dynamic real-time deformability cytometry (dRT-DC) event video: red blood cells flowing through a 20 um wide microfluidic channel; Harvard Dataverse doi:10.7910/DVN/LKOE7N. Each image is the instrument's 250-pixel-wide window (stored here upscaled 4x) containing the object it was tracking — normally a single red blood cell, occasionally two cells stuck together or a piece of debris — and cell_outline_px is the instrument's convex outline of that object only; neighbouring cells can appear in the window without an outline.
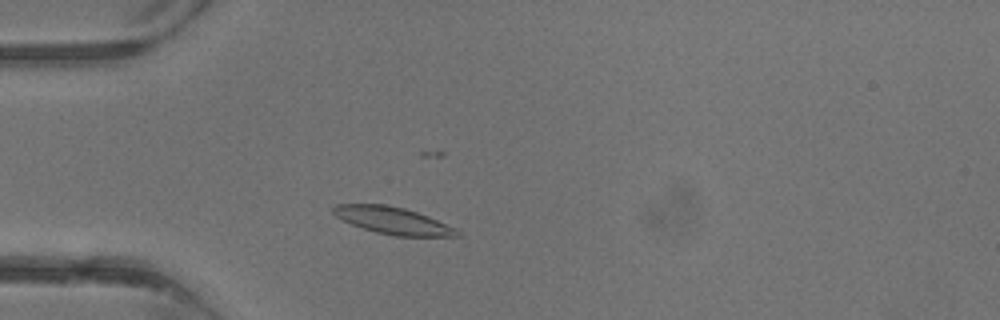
{"species": "common noctule bat (a hibernating species)", "species_latin": "Nyctalus noctula", "temperature_condition": "warm", "stored_images_in_passage": 2, "camera_frame_rate_fps": 3000, "um_per_image_px": 0.085, "animal": {"sex": "male", "body_mass_g": 13.3}, "frame": {"image": 1, "passage_image": 2, "time_ms": 1.667, "image_size_px": [1000, 320], "cell_outline_px": [[460, 236], [396, 236], [376, 232], [352, 224], [336, 216], [332, 212], [332, 208], [336, 204], [384, 204], [404, 208], [428, 216], [456, 228], [460, 232]], "centroid_in_image_um": [33.4, 18.74], "position_along_channel_um": 51.6, "area_um2": 19.31}}